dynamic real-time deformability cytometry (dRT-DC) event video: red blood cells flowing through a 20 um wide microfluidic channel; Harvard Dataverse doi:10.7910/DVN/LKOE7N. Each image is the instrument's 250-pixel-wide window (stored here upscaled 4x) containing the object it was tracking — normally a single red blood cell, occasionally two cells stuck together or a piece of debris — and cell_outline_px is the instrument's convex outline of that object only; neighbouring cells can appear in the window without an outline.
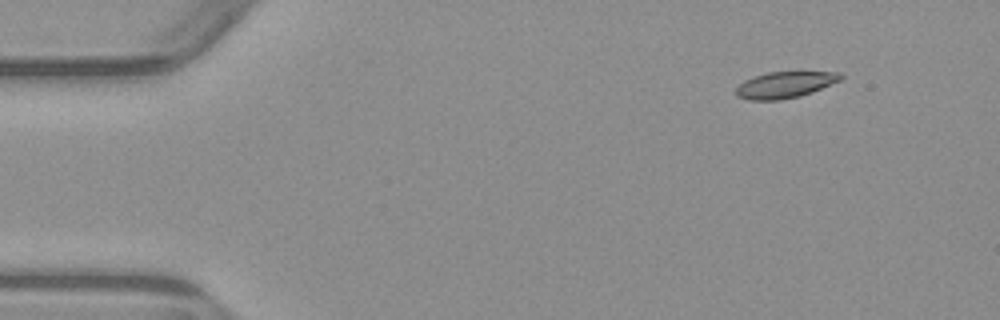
{"species": "common noctule bat (a hibernating species)", "species_latin": "Nyctalus noctula", "temperature_condition": "warm", "stored_images_in_passage": 3, "camera_frame_rate_fps": 3000, "um_per_image_px": 0.085, "animal": {"sex": "male", "body_mass_g": 23.1, "forearm_length_mm": 52.7}, "frame": {"image": 1, "passage_image": 1, "time_ms": 0.0, "image_size_px": [1000, 320], "cell_outline_px": [[844, 76], [840, 80], [812, 92], [800, 96], [780, 100], [748, 100], [736, 96], [736, 88], [744, 80], [752, 76], [768, 72], [840, 72]], "centroid_in_image_um": [66.69, 7.21], "position_along_channel_um": 18.3, "area_um2": 16.07}}